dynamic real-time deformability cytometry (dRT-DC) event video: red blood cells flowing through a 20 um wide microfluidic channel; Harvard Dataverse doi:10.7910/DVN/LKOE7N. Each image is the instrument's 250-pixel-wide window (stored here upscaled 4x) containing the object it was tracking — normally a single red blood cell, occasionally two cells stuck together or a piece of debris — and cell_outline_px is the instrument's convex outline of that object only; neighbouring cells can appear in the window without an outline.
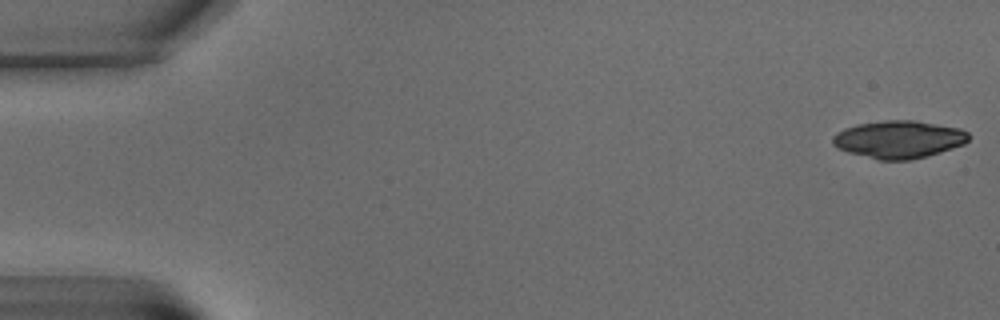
{"species": "common noctule bat (a hibernating species)", "species_latin": "Nyctalus noctula", "temperature_condition": "warm", "stored_images_in_passage": 8, "camera_frame_rate_fps": 3000, "um_per_image_px": 0.085, "animal": {"sex": "male", "body_mass_g": 15.6}, "frame": {"image": 1, "passage_image": 1, "time_ms": 0.0, "image_size_px": [1000, 320], "cell_outline_px": [[968, 140], [964, 144], [952, 148], [924, 156], [908, 160], [880, 160], [848, 152], [836, 148], [832, 144], [832, 136], [836, 132], [844, 128], [856, 124], [884, 120], [916, 120], [960, 128], [968, 132]], "centroid_in_image_um": [76.35, 11.83], "position_along_channel_um": 8.6, "area_um2": 29.77}}